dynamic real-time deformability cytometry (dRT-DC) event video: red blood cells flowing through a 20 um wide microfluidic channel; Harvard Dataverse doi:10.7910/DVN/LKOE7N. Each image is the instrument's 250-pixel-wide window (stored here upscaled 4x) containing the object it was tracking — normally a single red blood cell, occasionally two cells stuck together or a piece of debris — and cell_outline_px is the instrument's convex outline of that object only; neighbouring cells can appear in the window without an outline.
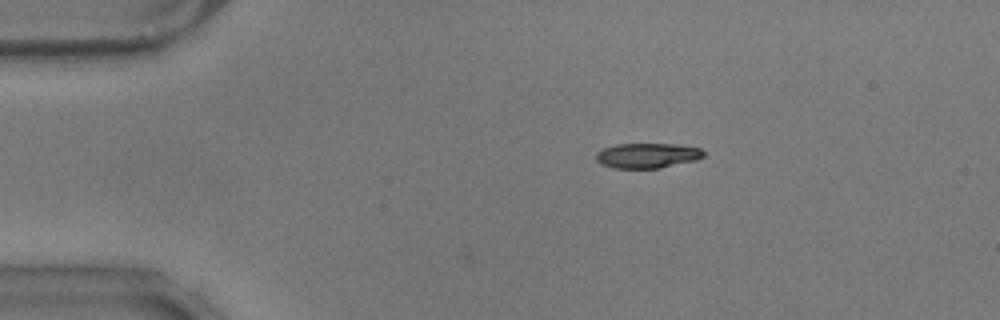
{"species": "common noctule bat (a hibernating species)", "species_latin": "Nyctalus noctula", "temperature_condition": "warm", "stored_images_in_passage": 42, "camera_frame_rate_fps": 3000, "um_per_image_px": 0.085, "animal": {"sex": "male", "body_mass_g": 17.9}, "frame": {"image": 1, "passage_image": 3, "time_ms": 0.667, "image_size_px": [1000, 320], "cell_outline_px": [[704, 156], [696, 160], [660, 168], [612, 168], [600, 164], [596, 160], [596, 152], [604, 148], [616, 144], [676, 144], [700, 148], [704, 152]], "centroid_in_image_um": [55.0, 13.22], "position_along_channel_um": 30.0, "area_um2": 15.72}}
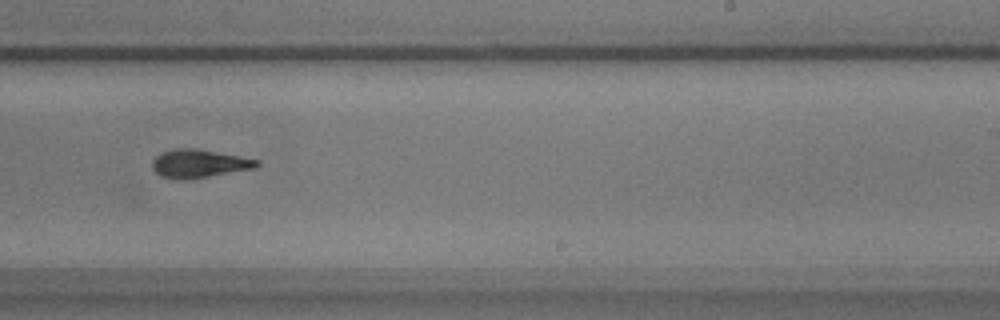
{"frame": {"image": 2, "passage_image": 28, "time_ms": 9.0, "image_size_px": [1000, 320], "cell_outline_px": [[260, 164], [256, 168], [208, 176], [160, 176], [152, 168], [152, 160], [160, 152], [176, 148], [196, 148], [240, 156], [260, 160]], "centroid_in_image_um": [16.96, 13.84], "position_along_channel_um": 272.0, "area_um2": 16.53}}
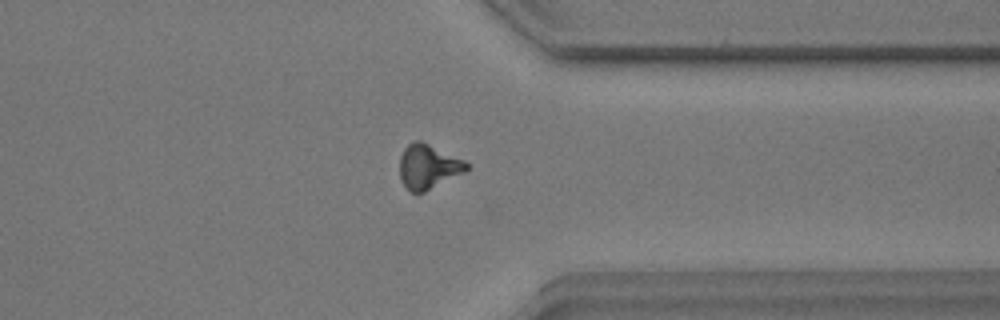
{"frame": {"image": 3, "passage_image": 37, "time_ms": 12.0, "image_size_px": [1000, 320], "cell_outline_px": [[468, 168], [464, 172], [424, 192], [412, 192], [400, 180], [400, 156], [404, 148], [408, 144], [416, 140], [420, 140], [464, 160], [468, 164]], "centroid_in_image_um": [36.38, 14.15], "position_along_channel_um": 375.0, "area_um2": 17.05}, "authors_computed_cell_mechanics": {"area_um2": 16.9065, "velocity_mm_per_s": 3.5432, "shape_relaxation_time_tau1_ms": 4.4249, "shape_relaxation_time_tau2_ms": 4.9709, "deformation_change_tau1": 0.1439, "deformation_change_tau2": 0.1232}}